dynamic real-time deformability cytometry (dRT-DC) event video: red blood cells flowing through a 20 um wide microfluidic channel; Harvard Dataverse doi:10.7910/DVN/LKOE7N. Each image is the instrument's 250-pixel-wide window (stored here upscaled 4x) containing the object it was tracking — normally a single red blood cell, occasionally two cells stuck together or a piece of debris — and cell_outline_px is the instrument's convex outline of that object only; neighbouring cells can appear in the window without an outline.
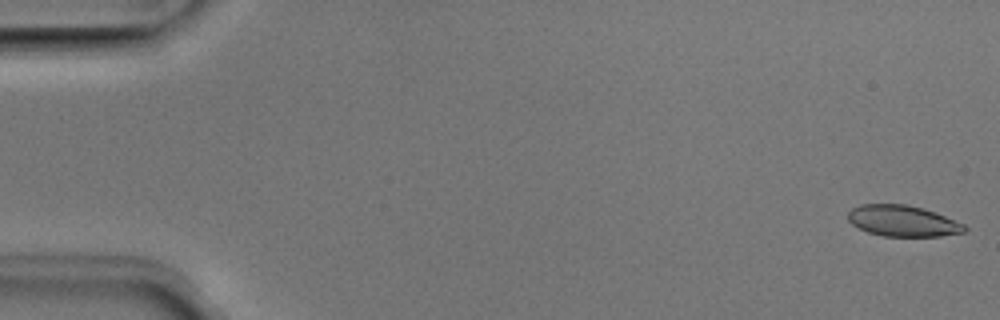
{"species": "Egyptian fruit bat (a non-hibernating species)", "species_latin": "Rousettus aegyptiacus", "temperature_condition": "room temperature", "stored_images_in_passage": 50, "camera_frame_rate_fps": 3000, "um_per_image_px": 0.085, "animal": {"sex": "male"}, "frame": {"image": 1, "passage_image": 1, "time_ms": 0.0, "image_size_px": [1000, 320], "cell_outline_px": [[968, 228], [964, 232], [940, 236], [884, 236], [868, 232], [852, 224], [848, 220], [848, 212], [852, 208], [860, 204], [908, 204], [924, 208], [964, 224]], "centroid_in_image_um": [76.72, 18.77], "position_along_channel_um": 8.3, "area_um2": 21.04}}
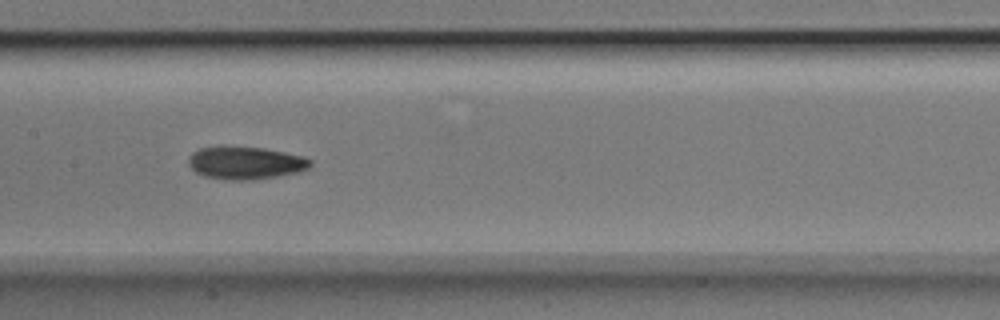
{"frame": {"image": 2, "passage_image": 25, "time_ms": 8.0, "image_size_px": [1000, 320], "cell_outline_px": [[312, 164], [308, 168], [296, 172], [276, 176], [252, 180], [232, 180], [204, 176], [196, 172], [188, 164], [188, 156], [192, 152], [200, 148], [264, 148], [304, 156], [312, 160]], "centroid_in_image_um": [20.88, 13.86], "position_along_channel_um": 186.5, "area_um2": 22.72}}
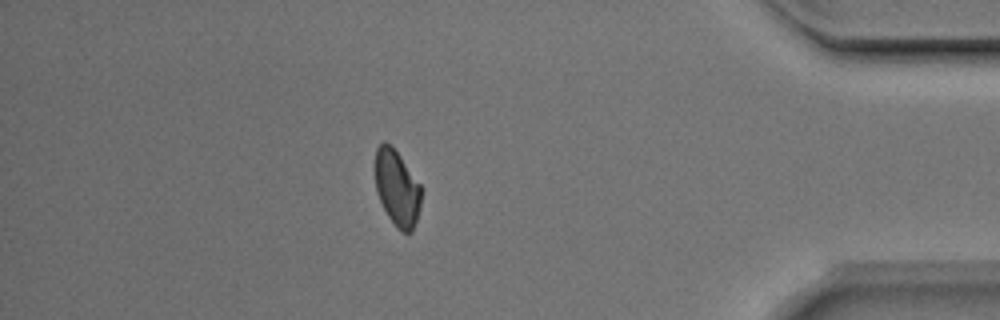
{"frame": {"image": 3, "passage_image": 44, "time_ms": 14.333, "image_size_px": [1000, 320], "cell_outline_px": [[420, 208], [412, 232], [400, 232], [396, 228], [388, 216], [376, 192], [376, 148], [384, 140], [400, 156], [420, 184]], "centroid_in_image_um": [33.75, 16.02], "position_along_channel_um": 401.5, "area_um2": 20.0}, "authors_computed_cell_mechanics": {"area_um2": 21.8484, "velocity_mm_per_s": 4.0221, "shape_relaxation_time_tau1_ms": 6.0282, "shape_relaxation_time_tau2_ms": null, "deformation_change_tau1": 0.1407, "deformation_change_tau2": null}}